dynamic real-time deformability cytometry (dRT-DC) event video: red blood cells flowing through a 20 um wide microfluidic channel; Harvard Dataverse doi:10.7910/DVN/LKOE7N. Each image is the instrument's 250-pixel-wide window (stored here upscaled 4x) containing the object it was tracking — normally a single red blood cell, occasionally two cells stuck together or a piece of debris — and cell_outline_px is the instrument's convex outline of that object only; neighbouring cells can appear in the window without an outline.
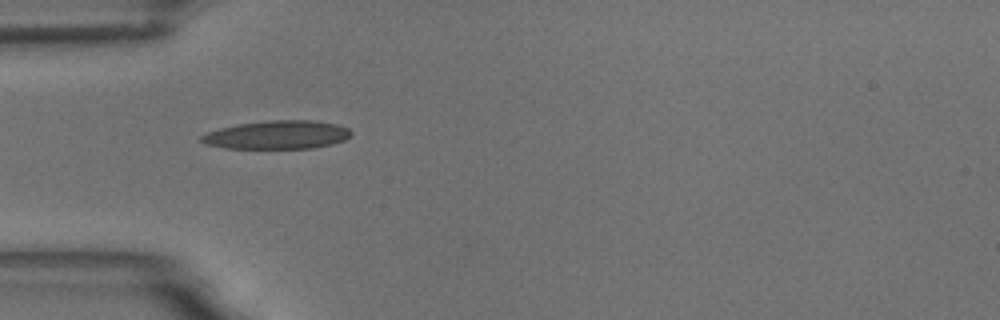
{"species": "common noctule bat (a hibernating species)", "species_latin": "Nyctalus noctula", "temperature_condition": "room temperature", "stored_images_in_passage": 3, "camera_frame_rate_fps": 3000, "um_per_image_px": 0.085, "animal": {"sex": "male", "body_mass_g": 18.8}, "frame": {"image": 1, "passage_image": 2, "time_ms": 1.333, "image_size_px": [1000, 320], "cell_outline_px": [[352, 132], [344, 140], [332, 144], [312, 148], [224, 148], [208, 144], [200, 140], [200, 136], [208, 132], [220, 128], [236, 124], [272, 120], [312, 120], [336, 124], [348, 128]], "centroid_in_image_um": [23.56, 11.45], "position_along_channel_um": 61.4, "area_um2": 24.62}}